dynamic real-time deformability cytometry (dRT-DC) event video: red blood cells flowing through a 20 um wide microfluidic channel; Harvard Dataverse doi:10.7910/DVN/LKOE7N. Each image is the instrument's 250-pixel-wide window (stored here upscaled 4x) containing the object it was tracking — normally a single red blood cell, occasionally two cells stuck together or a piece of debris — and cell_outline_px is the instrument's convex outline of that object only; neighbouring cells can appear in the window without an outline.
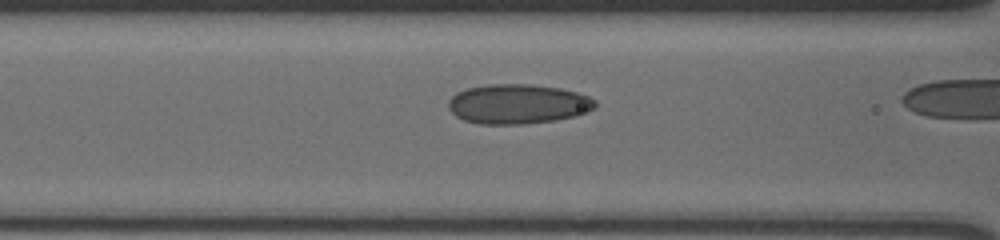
{"species": "human", "species_latin": "Homo sapiens", "temperature_condition": "cold", "stored_images_in_passage": 38, "camera_frame_rate_fps": 3000, "um_per_image_px": 0.085, "donor": {"sex": "male"}, "frame": {"image": 1, "passage_image": 16, "time_ms": 5.0, "image_size_px": [1000, 240], "cell_outline_px": [[596, 108], [588, 112], [576, 116], [556, 120], [524, 124], [480, 124], [464, 120], [456, 116], [448, 108], [448, 100], [456, 92], [468, 88], [488, 84], [528, 84], [560, 88], [576, 92], [588, 96], [596, 100]], "centroid_in_image_um": [44.03, 8.84], "position_along_channel_um": 122.6, "area_um2": 34.16}}
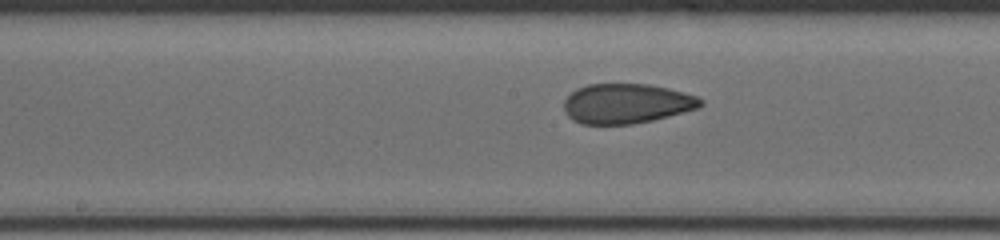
{"frame": {"image": 2, "passage_image": 22, "time_ms": 7.0, "image_size_px": [1000, 240], "cell_outline_px": [[704, 104], [700, 108], [652, 120], [632, 124], [580, 124], [572, 120], [568, 116], [564, 108], [564, 100], [576, 88], [588, 84], [648, 84], [668, 88], [684, 92], [696, 96], [704, 100]], "centroid_in_image_um": [53.27, 8.8], "position_along_channel_um": 194.9, "area_um2": 31.85}}
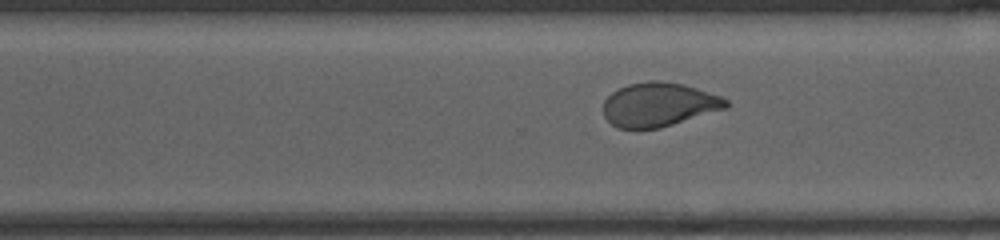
{"frame": {"image": 3, "passage_image": 32, "time_ms": 10.333, "image_size_px": [1000, 240], "cell_outline_px": [[728, 104], [724, 108], [660, 128], [620, 128], [612, 124], [604, 116], [604, 100], [612, 92], [628, 84], [652, 80], [656, 80], [684, 84], [720, 96], [728, 100]], "centroid_in_image_um": [55.97, 8.88], "position_along_channel_um": 314.6, "area_um2": 30.92}}